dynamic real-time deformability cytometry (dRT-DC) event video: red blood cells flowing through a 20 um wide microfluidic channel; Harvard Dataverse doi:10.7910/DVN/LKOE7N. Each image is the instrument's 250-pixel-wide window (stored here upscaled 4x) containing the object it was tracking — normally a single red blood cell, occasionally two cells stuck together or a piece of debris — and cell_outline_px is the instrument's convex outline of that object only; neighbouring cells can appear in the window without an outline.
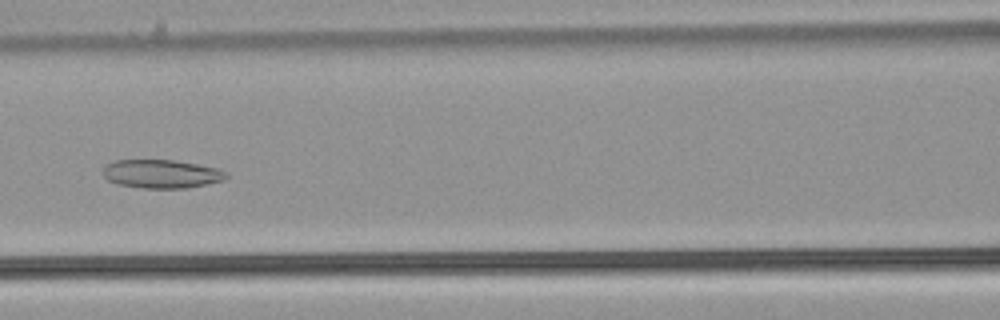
{"species": "common noctule bat (a hibernating species)", "species_latin": "Nyctalus noctula", "temperature_condition": "warm", "stored_images_in_passage": 46, "camera_frame_rate_fps": 3000, "um_per_image_px": 0.085, "animal": {"sex": "male", "body_mass_g": 21.5, "forearm_length_mm": 52.0}, "frame": {"image": 1, "passage_image": 18, "time_ms": 5.667, "image_size_px": [1000, 320], "cell_outline_px": [[228, 176], [224, 180], [188, 188], [144, 188], [116, 184], [108, 180], [104, 176], [104, 168], [108, 164], [116, 160], [172, 160], [196, 164], [216, 168], [228, 172]], "centroid_in_image_um": [13.74, 14.79], "position_along_channel_um": 152.9, "area_um2": 20.35}}
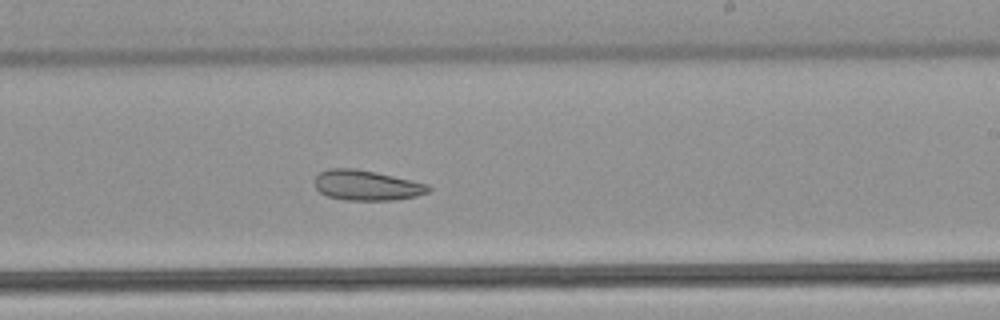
{"frame": {"image": 2, "passage_image": 26, "time_ms": 8.333, "image_size_px": [1000, 320], "cell_outline_px": [[432, 188], [428, 192], [416, 196], [396, 200], [344, 200], [328, 196], [320, 192], [316, 188], [316, 176], [320, 172], [328, 168], [352, 168], [392, 176], [428, 184]], "centroid_in_image_um": [31.16, 15.76], "position_along_channel_um": 257.8, "area_um2": 19.77}}
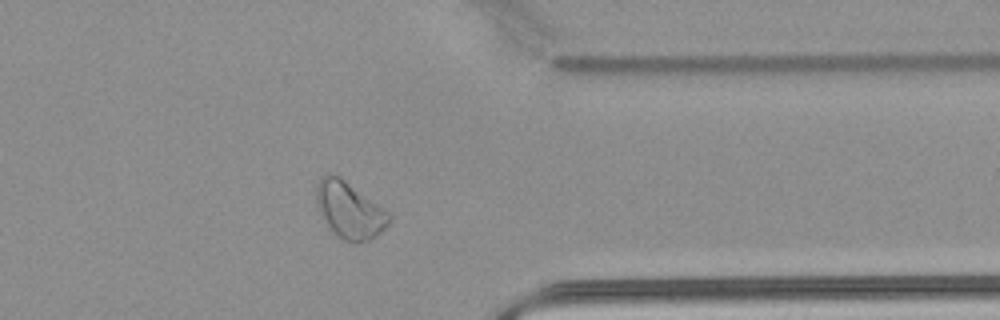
{"frame": {"image": 3, "passage_image": 36, "time_ms": 11.667, "image_size_px": [1000, 320], "cell_outline_px": [[392, 216], [388, 224], [376, 236], [368, 240], [356, 244], [352, 244], [344, 240], [324, 220], [316, 204], [316, 184], [320, 176], [328, 172], [340, 176], [388, 212]], "centroid_in_image_um": [29.68, 17.83], "position_along_channel_um": 381.7, "area_um2": 23.76}, "authors_computed_cell_mechanics": {"area_um2": 24.3049, "velocity_mm_per_s": 3.9442, "shape_relaxation_time_tau1_ms": null, "shape_relaxation_time_tau2_ms": 8.2939, "deformation_change_tau1": null, "deformation_change_tau2": 0.167}}